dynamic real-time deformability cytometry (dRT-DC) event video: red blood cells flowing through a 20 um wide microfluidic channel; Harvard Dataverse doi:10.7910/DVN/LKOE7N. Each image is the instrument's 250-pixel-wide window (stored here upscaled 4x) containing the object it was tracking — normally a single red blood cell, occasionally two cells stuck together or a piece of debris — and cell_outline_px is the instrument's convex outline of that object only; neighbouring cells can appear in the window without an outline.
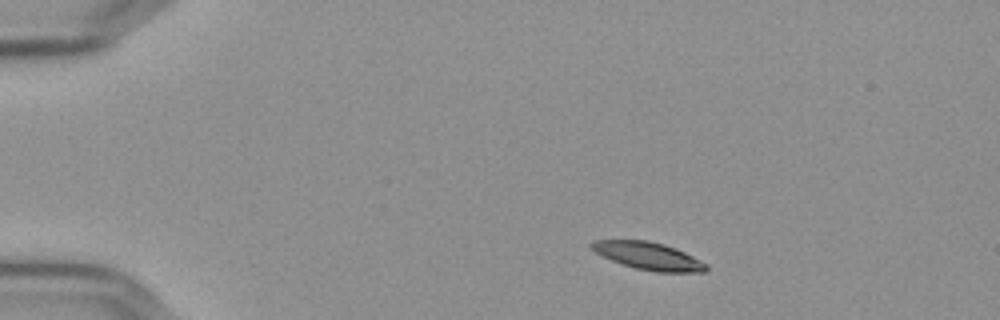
{"species": "Egyptian fruit bat (a non-hibernating species)", "species_latin": "Rousettus aegyptiacus", "temperature_condition": "cold", "stored_images_in_passage": 47, "camera_frame_rate_fps": 3000, "um_per_image_px": 0.085, "frame": {"image": 1, "passage_image": 1, "time_ms": 0.0, "image_size_px": [1000, 320], "cell_outline_px": [[708, 268], [704, 272], [656, 272], [636, 268], [612, 260], [596, 252], [588, 244], [596, 240], [648, 240], [664, 244], [676, 248], [708, 264]], "centroid_in_image_um": [55.15, 21.75], "position_along_channel_um": 29.9, "area_um2": 18.21}}
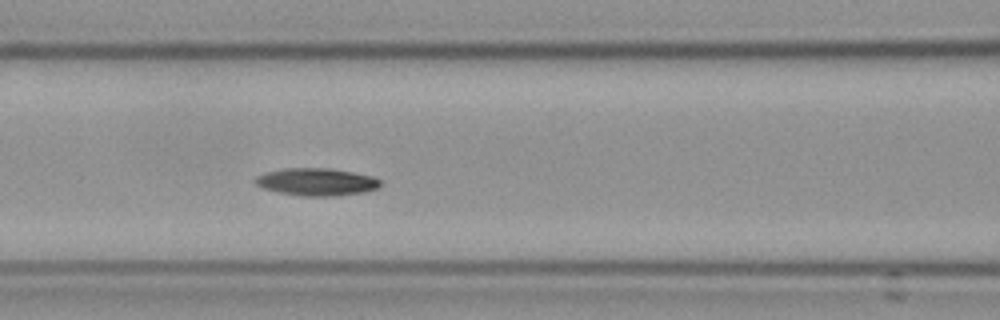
{"frame": {"image": 2, "passage_image": 16, "time_ms": 5.0, "image_size_px": [1000, 320], "cell_outline_px": [[380, 188], [364, 192], [336, 196], [304, 196], [280, 192], [264, 188], [256, 184], [252, 180], [256, 176], [264, 172], [284, 168], [332, 168], [372, 176], [380, 180]], "centroid_in_image_um": [26.9, 15.45], "position_along_channel_um": 139.7, "area_um2": 20.11}}
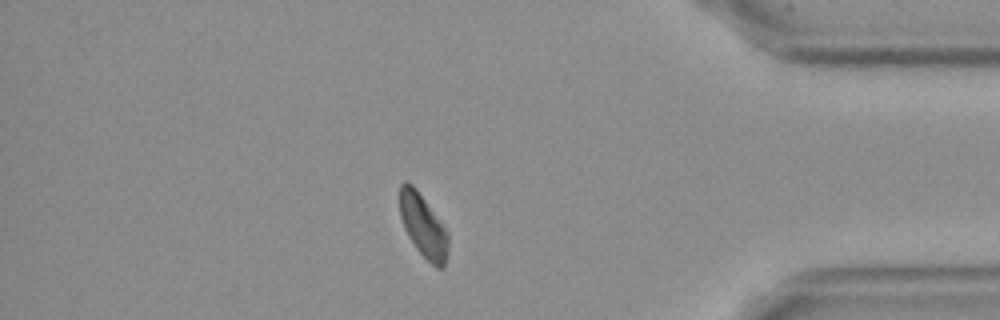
{"frame": {"image": 3, "passage_image": 40, "time_ms": 13.0, "image_size_px": [1000, 320], "cell_outline_px": [[448, 252], [444, 268], [436, 268], [416, 248], [408, 236], [404, 228], [400, 216], [400, 184], [404, 180], [408, 180], [416, 188], [448, 232]], "centroid_in_image_um": [35.97, 19.19], "position_along_channel_um": 399.2, "area_um2": 17.74}, "authors_computed_cell_mechanics": {"area_um2": 18.9584, "velocity_mm_per_s": 3.6065, "shape_relaxation_time_tau1_ms": 5.6593, "shape_relaxation_time_tau2_ms": null, "deformation_change_tau1": 0.1471, "deformation_change_tau2": null}}